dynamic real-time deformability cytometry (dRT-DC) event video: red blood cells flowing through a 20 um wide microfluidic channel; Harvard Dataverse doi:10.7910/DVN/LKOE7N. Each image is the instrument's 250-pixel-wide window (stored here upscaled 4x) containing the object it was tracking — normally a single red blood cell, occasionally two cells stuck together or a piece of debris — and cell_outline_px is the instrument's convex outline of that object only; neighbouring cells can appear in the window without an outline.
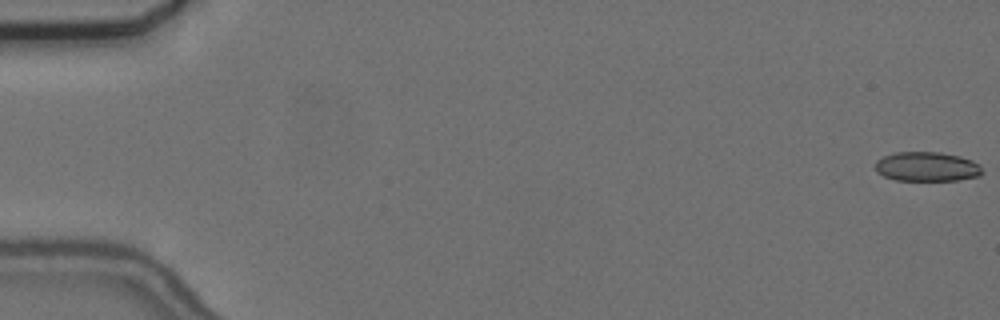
{"species": "common noctule bat (a hibernating species)", "species_latin": "Nyctalus noctula", "temperature_condition": "cold", "stored_images_in_passage": 57, "camera_frame_rate_fps": 3000, "um_per_image_px": 0.085, "animal": {"sex": "female", "body_mass_g": 24.6, "forearm_length_mm": 56.2}, "frame": {"image": 1, "passage_image": 1, "time_ms": 0.0, "image_size_px": [1000, 320], "cell_outline_px": [[984, 172], [980, 176], [956, 180], [896, 180], [884, 176], [876, 172], [876, 160], [884, 156], [896, 152], [940, 152], [960, 156], [972, 160], [980, 164]], "centroid_in_image_um": [78.82, 14.16], "position_along_channel_um": 6.2, "area_um2": 18.44}}
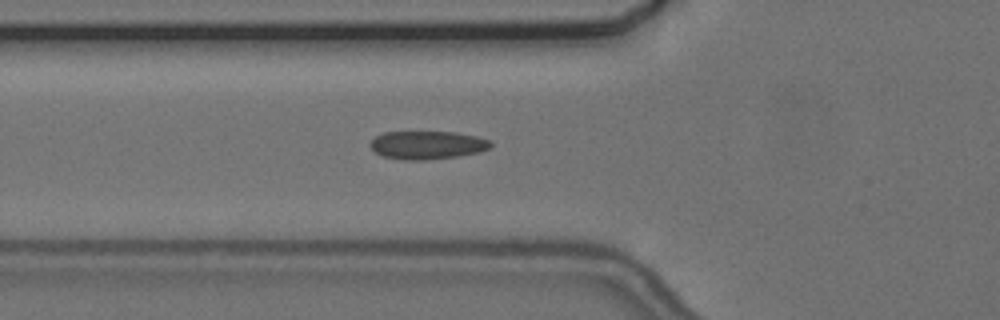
{"frame": {"image": 2, "passage_image": 21, "time_ms": 6.667, "image_size_px": [1000, 320], "cell_outline_px": [[492, 148], [480, 152], [456, 156], [424, 160], [404, 160], [384, 156], [376, 152], [372, 148], [372, 140], [376, 136], [384, 132], [456, 132], [476, 136], [488, 140], [492, 144]], "centroid_in_image_um": [36.36, 12.32], "position_along_channel_um": 89.4, "area_um2": 19.59}}
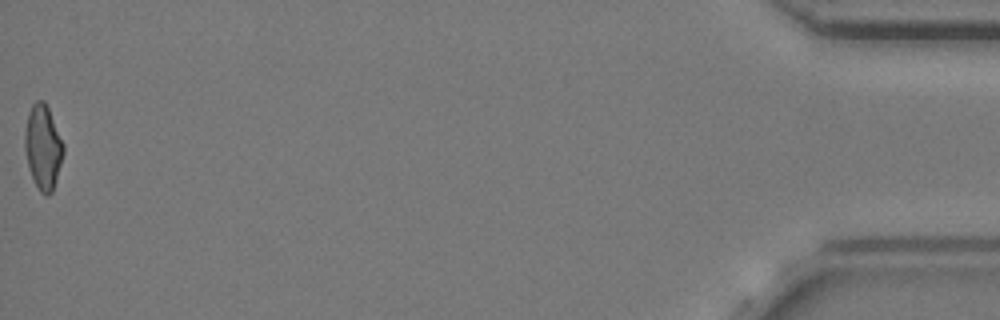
{"frame": {"image": 3, "passage_image": 57, "time_ms": 18.667, "image_size_px": [1000, 320], "cell_outline_px": [[64, 152], [52, 192], [48, 196], [44, 196], [40, 192], [28, 168], [24, 148], [24, 132], [28, 112], [32, 104], [36, 100], [44, 100], [48, 108], [64, 144]], "centroid_in_image_um": [3.64, 12.49], "position_along_channel_um": 431.6, "area_um2": 19.02}, "authors_computed_cell_mechanics": {"area_um2": 19.4786, "velocity_mm_per_s": 3.6713, "shape_relaxation_time_tau1_ms": 9.3593, "shape_relaxation_time_tau2_ms": 1.8789, "deformation_change_tau1": 0.1685, "deformation_change_tau2": 0.0891}}